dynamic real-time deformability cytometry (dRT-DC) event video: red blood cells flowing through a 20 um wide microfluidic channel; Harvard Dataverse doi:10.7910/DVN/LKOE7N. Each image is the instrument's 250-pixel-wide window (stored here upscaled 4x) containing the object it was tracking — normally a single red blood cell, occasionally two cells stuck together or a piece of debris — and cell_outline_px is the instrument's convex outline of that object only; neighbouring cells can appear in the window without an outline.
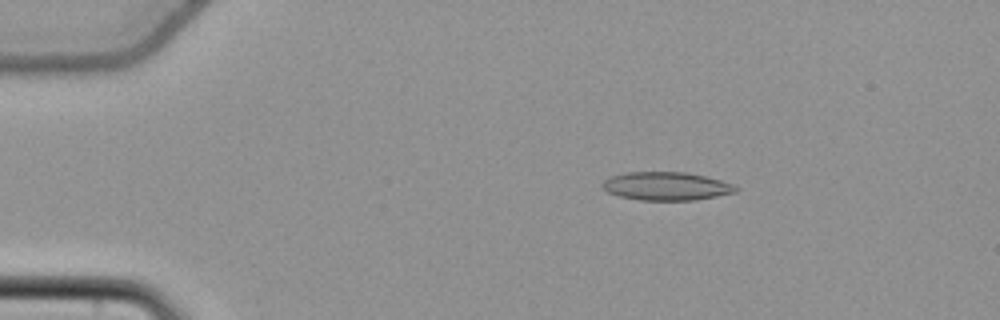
{"species": "common noctule bat (a hibernating species)", "species_latin": "Nyctalus noctula", "temperature_condition": "cold", "stored_images_in_passage": 56, "camera_frame_rate_fps": 3000, "um_per_image_px": 0.085, "animal": {"sex": "female", "body_mass_g": 22.7, "forearm_length_mm": 54.2}, "frame": {"image": 1, "passage_image": 11, "time_ms": 3.333, "image_size_px": [1000, 320], "cell_outline_px": [[740, 188], [736, 192], [696, 200], [640, 200], [620, 196], [608, 192], [600, 184], [604, 180], [612, 176], [624, 172], [688, 172], [736, 184]], "centroid_in_image_um": [56.67, 15.82], "position_along_channel_um": 28.3, "area_um2": 22.08}}
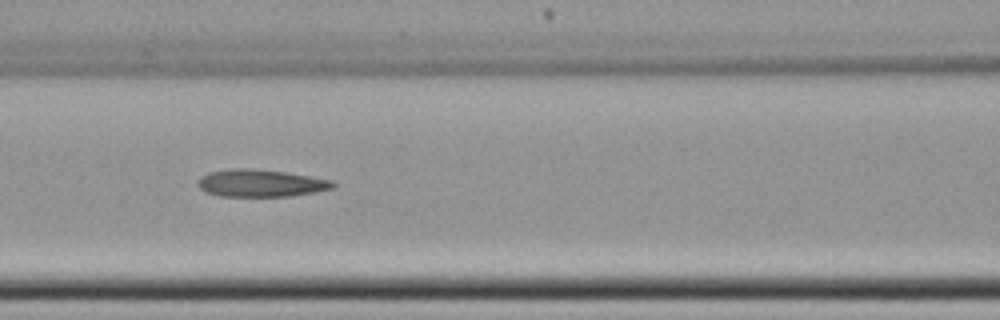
{"frame": {"image": 2, "passage_image": 26, "time_ms": 8.333, "image_size_px": [1000, 320], "cell_outline_px": [[336, 188], [288, 196], [216, 196], [200, 188], [196, 184], [196, 180], [200, 176], [208, 172], [232, 168], [252, 168], [284, 172], [332, 180], [336, 184]], "centroid_in_image_um": [22.11, 15.56], "position_along_channel_um": 144.5, "area_um2": 21.56}}
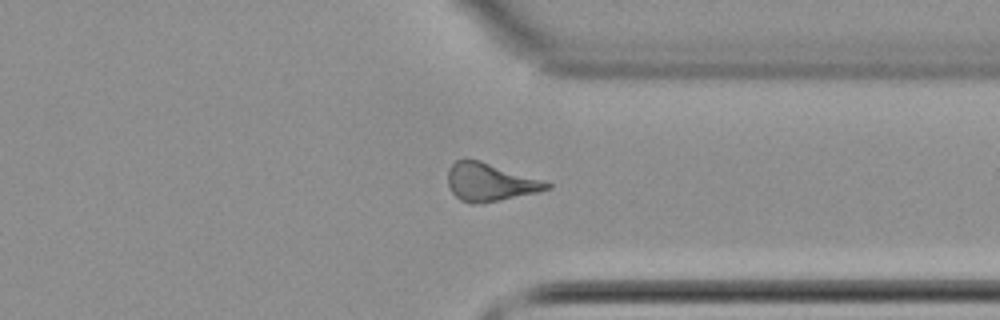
{"frame": {"image": 3, "passage_image": 44, "time_ms": 14.333, "image_size_px": [1000, 320], "cell_outline_px": [[552, 188], [536, 192], [500, 200], [480, 204], [472, 204], [460, 200], [452, 192], [448, 184], [448, 168], [456, 160], [480, 160], [544, 180], [552, 184]], "centroid_in_image_um": [41.65, 15.49], "position_along_channel_um": 369.7, "area_um2": 21.85}, "authors_computed_cell_mechanics": {"area_um2": 21.7039, "velocity_mm_per_s": 3.7599, "shape_relaxation_time_tau1_ms": null, "shape_relaxation_time_tau2_ms": 3.3824, "deformation_change_tau1": null, "deformation_change_tau2": 0.1292}}